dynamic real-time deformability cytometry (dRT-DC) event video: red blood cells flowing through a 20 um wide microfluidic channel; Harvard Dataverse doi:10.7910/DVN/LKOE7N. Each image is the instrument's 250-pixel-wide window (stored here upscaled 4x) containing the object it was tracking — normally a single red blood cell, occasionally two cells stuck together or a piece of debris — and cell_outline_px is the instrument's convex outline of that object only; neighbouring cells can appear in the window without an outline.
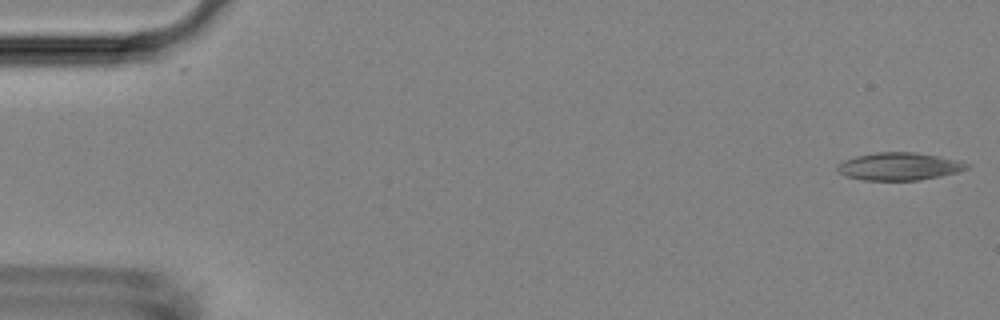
{"species": "Egyptian fruit bat (a non-hibernating species)", "species_latin": "Rousettus aegyptiacus", "temperature_condition": "room temperature", "stored_images_in_passage": 53, "camera_frame_rate_fps": 3000, "um_per_image_px": 0.085, "animal": {"sex": "female"}, "frame": {"image": 1, "passage_image": 1, "time_ms": 0.0, "image_size_px": [1000, 320], "cell_outline_px": [[968, 168], [956, 172], [940, 176], [916, 180], [864, 180], [844, 176], [836, 168], [844, 160], [856, 156], [876, 152], [916, 152], [960, 160], [968, 164]], "centroid_in_image_um": [76.42, 14.14], "position_along_channel_um": 8.6, "area_um2": 20.69}}
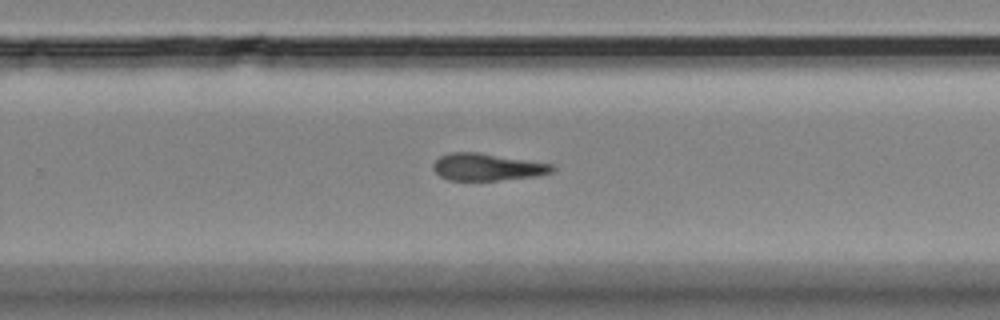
{"frame": {"image": 2, "passage_image": 34, "time_ms": 11.0, "image_size_px": [1000, 320], "cell_outline_px": [[556, 168], [552, 172], [536, 176], [496, 180], [448, 180], [440, 176], [432, 168], [432, 164], [440, 156], [448, 152], [480, 152], [556, 164]], "centroid_in_image_um": [41.44, 14.18], "position_along_channel_um": 288.4, "area_um2": 19.07}}
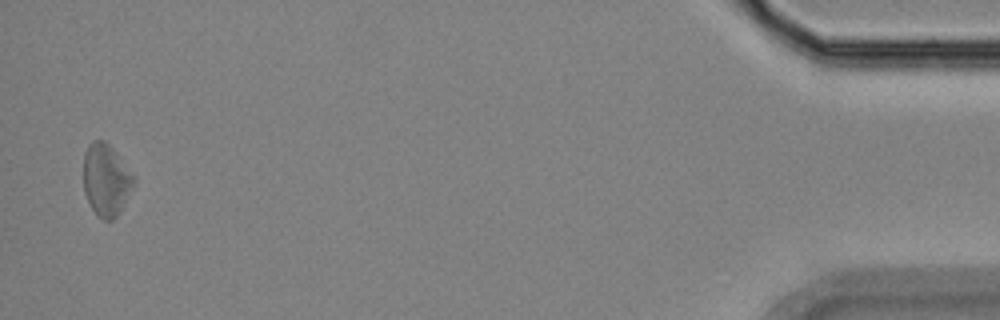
{"frame": {"image": 3, "passage_image": 52, "time_ms": 17.0, "image_size_px": [1000, 320], "cell_outline_px": [[136, 180], [120, 212], [112, 220], [104, 220], [96, 216], [84, 192], [84, 152], [88, 144], [92, 140], [104, 140], [112, 148], [136, 176]], "centroid_in_image_um": [9.02, 15.28], "position_along_channel_um": 426.2, "area_um2": 21.21}}